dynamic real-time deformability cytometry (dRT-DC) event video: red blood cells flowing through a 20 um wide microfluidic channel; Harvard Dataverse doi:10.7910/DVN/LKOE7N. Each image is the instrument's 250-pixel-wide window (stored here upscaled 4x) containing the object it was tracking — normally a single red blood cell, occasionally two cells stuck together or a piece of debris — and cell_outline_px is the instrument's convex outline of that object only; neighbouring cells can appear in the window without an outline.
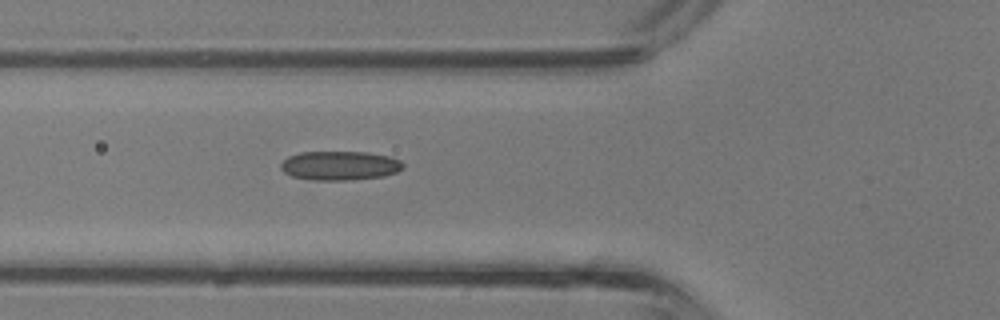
{"species": "common noctule bat (a hibernating species)", "species_latin": "Nyctalus noctula", "temperature_condition": "room temperature", "stored_images_in_passage": 21, "camera_frame_rate_fps": 3000, "um_per_image_px": 0.085, "animal": {"sex": "male", "body_mass_g": 13.3}, "frame": {"image": 1, "passage_image": 4, "time_ms": 1.0, "image_size_px": [1000, 320], "cell_outline_px": [[404, 168], [396, 172], [384, 176], [348, 180], [312, 180], [292, 176], [284, 172], [280, 168], [280, 164], [288, 156], [300, 152], [368, 152], [392, 156], [400, 160], [404, 164]], "centroid_in_image_um": [28.9, 14.07], "position_along_channel_um": 96.9, "area_um2": 20.92}}
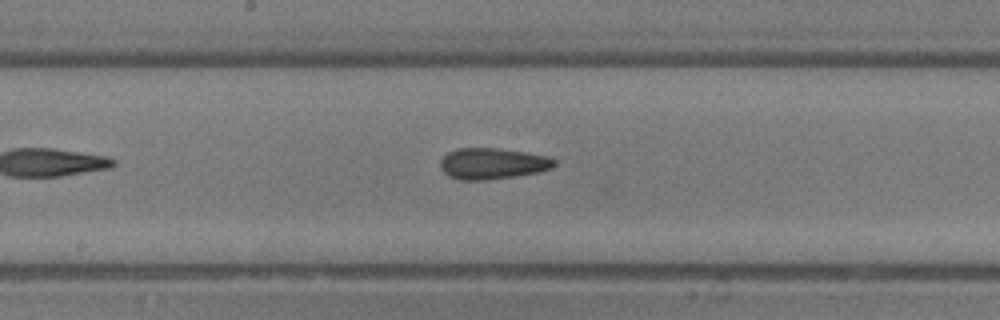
{"frame": {"image": 2, "passage_image": 10, "time_ms": 3.0, "image_size_px": [1000, 320], "cell_outline_px": [[556, 164], [552, 168], [540, 172], [516, 176], [488, 180], [460, 180], [448, 176], [440, 168], [440, 160], [448, 152], [456, 148], [496, 148], [524, 152], [548, 156], [556, 160]], "centroid_in_image_um": [41.86, 13.91], "position_along_channel_um": 206.3, "area_um2": 20.87}}
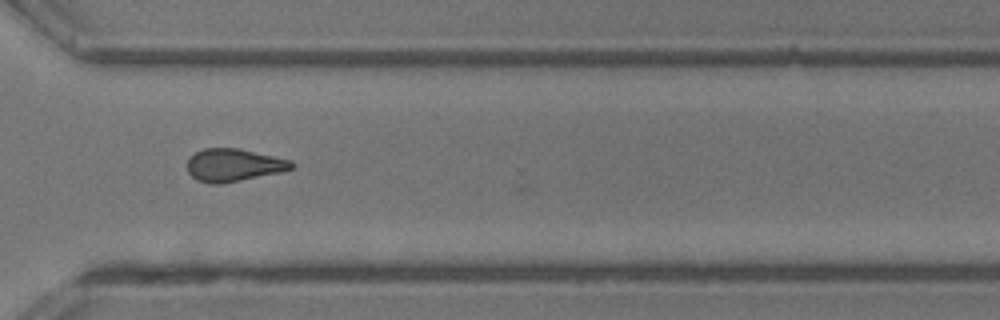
{"frame": {"image": 3, "passage_image": 18, "time_ms": 5.667, "image_size_px": [1000, 320], "cell_outline_px": [[296, 164], [292, 168], [280, 172], [220, 184], [208, 184], [196, 180], [188, 172], [188, 156], [204, 148], [240, 148], [292, 160]], "centroid_in_image_um": [19.85, 14.02], "position_along_channel_um": 350.7, "area_um2": 20.0}}